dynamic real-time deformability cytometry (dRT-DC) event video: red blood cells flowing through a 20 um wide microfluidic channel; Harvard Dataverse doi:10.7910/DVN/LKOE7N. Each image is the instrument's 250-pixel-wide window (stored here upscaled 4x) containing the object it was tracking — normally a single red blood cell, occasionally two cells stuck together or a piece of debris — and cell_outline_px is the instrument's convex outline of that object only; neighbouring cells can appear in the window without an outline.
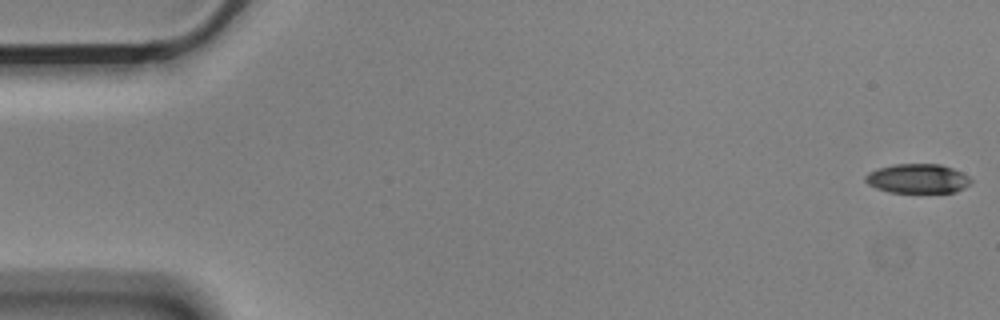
{"species": "Egyptian fruit bat (a non-hibernating species)", "species_latin": "Rousettus aegyptiacus", "temperature_condition": "cold", "stored_images_in_passage": 57, "camera_frame_rate_fps": 3000, "um_per_image_px": 0.085, "animal": {"sex": "male"}, "frame": {"image": 1, "passage_image": 1, "time_ms": 0.0, "image_size_px": [1000, 320], "cell_outline_px": [[972, 180], [964, 188], [956, 192], [888, 192], [876, 188], [868, 184], [864, 180], [864, 176], [868, 172], [876, 168], [892, 164], [940, 164], [952, 168], [968, 176]], "centroid_in_image_um": [77.95, 15.17], "position_along_channel_um": 7.1, "area_um2": 18.09}}
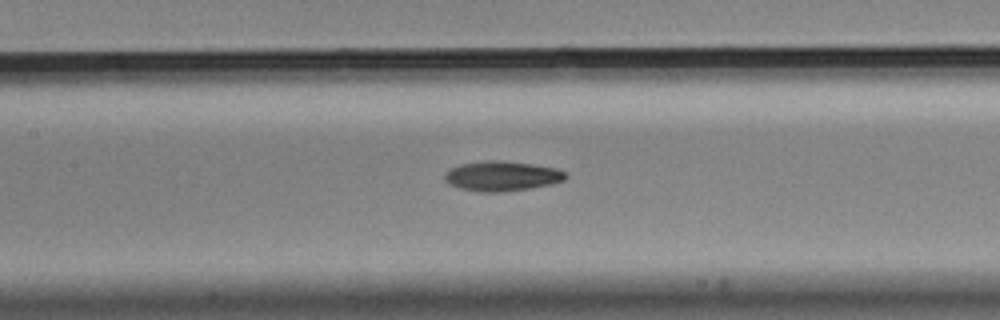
{"frame": {"image": 2, "passage_image": 26, "time_ms": 8.333, "image_size_px": [1000, 320], "cell_outline_px": [[568, 176], [564, 180], [552, 184], [528, 188], [500, 192], [480, 192], [460, 188], [448, 184], [444, 180], [444, 172], [460, 164], [488, 160], [500, 160], [532, 164], [556, 168], [568, 172]], "centroid_in_image_um": [42.66, 14.96], "position_along_channel_um": 164.7, "area_um2": 21.15}}
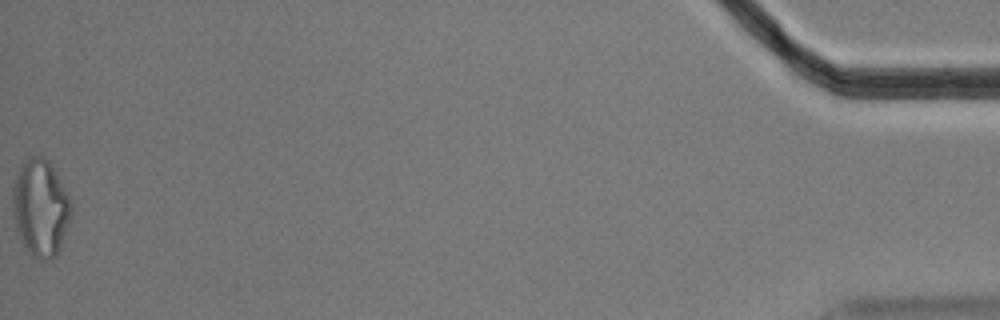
{"frame": {"image": 3, "passage_image": 57, "time_ms": 18.667, "image_size_px": [1000, 320], "cell_outline_px": [[72, 212], [60, 248], [56, 256], [48, 260], [40, 260], [32, 256], [24, 244], [16, 228], [12, 208], [12, 192], [16, 176], [24, 160], [32, 156], [40, 156], [48, 160], [68, 192], [72, 204]], "centroid_in_image_um": [3.46, 17.66], "position_along_channel_um": 431.7, "area_um2": 33.0}, "authors_computed_cell_mechanics": {"area_um2": 20.4612, "velocity_mm_per_s": 3.5465, "shape_relaxation_time_tau1_ms": 3.7158, "shape_relaxation_time_tau2_ms": 5.2184, "deformation_change_tau1": 0.1503, "deformation_change_tau2": 0.1403}}